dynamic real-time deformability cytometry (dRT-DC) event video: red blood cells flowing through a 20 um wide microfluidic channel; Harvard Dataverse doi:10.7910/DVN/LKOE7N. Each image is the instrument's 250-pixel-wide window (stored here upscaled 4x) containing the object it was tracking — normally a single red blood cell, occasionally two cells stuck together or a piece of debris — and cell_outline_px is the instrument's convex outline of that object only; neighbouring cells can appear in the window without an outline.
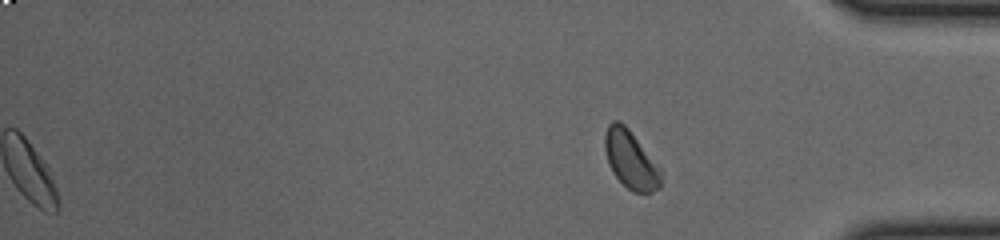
{"species": "common noctule bat (a hibernating species)", "species_latin": "Nyctalus noctula", "temperature_condition": "cold", "stored_images_in_passage": 47, "segment_of_instrument_passage": [2, 2], "camera_frame_rate_fps": 3000, "um_per_image_px": 0.085, "animal": {"sex": "female", "body_mass_g": 23.0, "forearm_length_mm": 53.4}, "frame": {"image": 1, "passage_image": 47, "time_ms": 15.333, "image_size_px": [1000, 240], "cell_outline_px": [[660, 188], [652, 192], [632, 192], [612, 172], [608, 164], [604, 148], [604, 136], [608, 124], [612, 120], [620, 120], [628, 128], [660, 168]], "centroid_in_image_um": [53.57, 13.55], "position_along_channel_um": 381.6, "area_um2": 18.79}}